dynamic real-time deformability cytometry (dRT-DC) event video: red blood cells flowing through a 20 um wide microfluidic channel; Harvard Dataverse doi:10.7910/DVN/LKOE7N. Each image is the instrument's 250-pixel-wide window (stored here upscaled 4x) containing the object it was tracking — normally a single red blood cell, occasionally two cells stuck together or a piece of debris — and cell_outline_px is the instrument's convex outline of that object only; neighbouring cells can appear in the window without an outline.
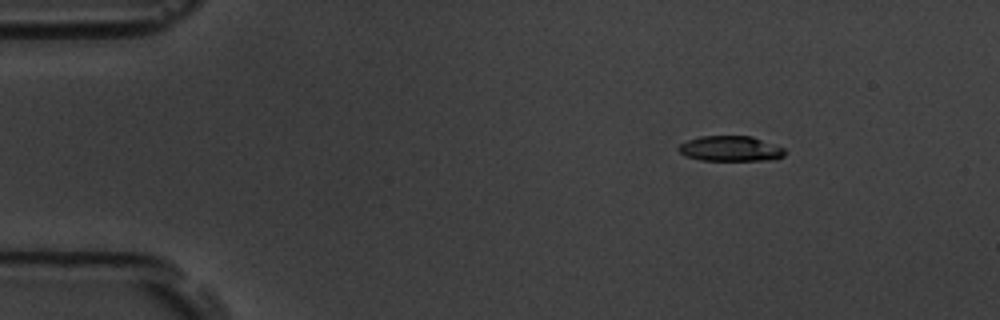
{"species": "common noctule bat (a hibernating species)", "species_latin": "Nyctalus noctula", "temperature_condition": "room temperature", "stored_images_in_passage": 11, "camera_frame_rate_fps": 3000, "um_per_image_px": 0.085, "animal": {"sex": "male", "body_mass_g": 19.5, "forearm_length_mm": 54.6}, "frame": {"image": 1, "passage_image": 2, "time_ms": 2.0, "image_size_px": [1000, 320], "cell_outline_px": [[784, 156], [768, 160], [700, 160], [684, 156], [676, 148], [680, 144], [688, 140], [700, 136], [752, 136], [784, 148]], "centroid_in_image_um": [62.05, 12.63], "position_along_channel_um": 23.0, "area_um2": 15.61}}
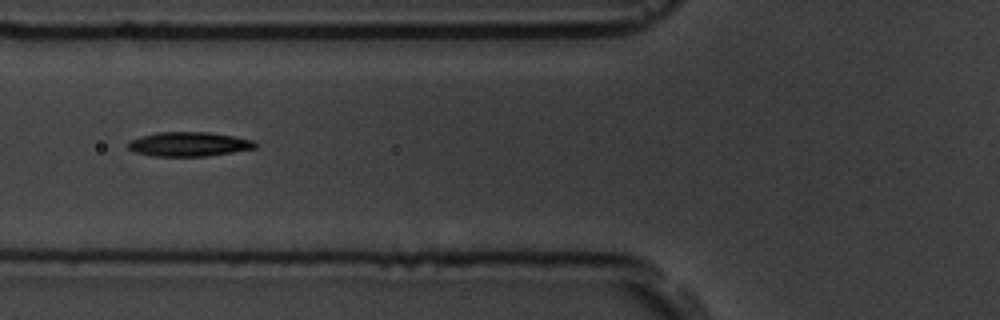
{"frame": {"image": 2, "passage_image": 6, "time_ms": 6.667, "image_size_px": [1000, 320], "cell_outline_px": [[256, 148], [208, 156], [152, 156], [136, 152], [128, 148], [128, 144], [132, 140], [156, 132], [208, 132], [232, 136], [252, 140], [256, 144]], "centroid_in_image_um": [16.06, 12.26], "position_along_channel_um": 109.7, "area_um2": 17.74}}
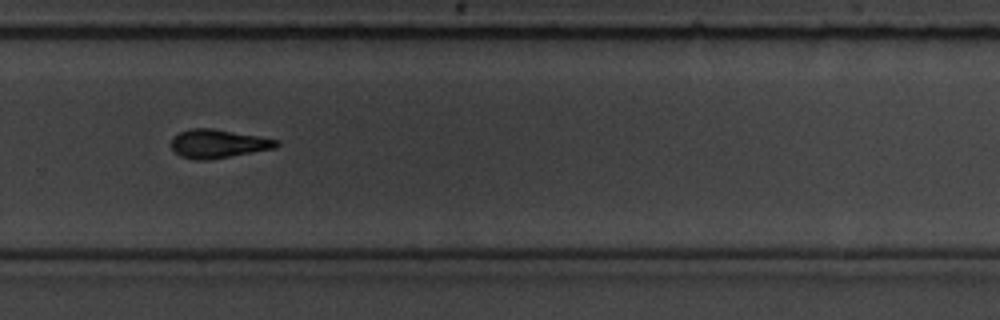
{"frame": {"image": 3, "passage_image": 11, "time_ms": 12.333, "image_size_px": [1000, 320], "cell_outline_px": [[280, 144], [276, 148], [208, 160], [196, 160], [180, 156], [172, 148], [172, 136], [180, 132], [192, 128], [212, 128], [280, 140]], "centroid_in_image_um": [18.55, 12.21], "position_along_channel_um": 311.3, "area_um2": 17.46}}